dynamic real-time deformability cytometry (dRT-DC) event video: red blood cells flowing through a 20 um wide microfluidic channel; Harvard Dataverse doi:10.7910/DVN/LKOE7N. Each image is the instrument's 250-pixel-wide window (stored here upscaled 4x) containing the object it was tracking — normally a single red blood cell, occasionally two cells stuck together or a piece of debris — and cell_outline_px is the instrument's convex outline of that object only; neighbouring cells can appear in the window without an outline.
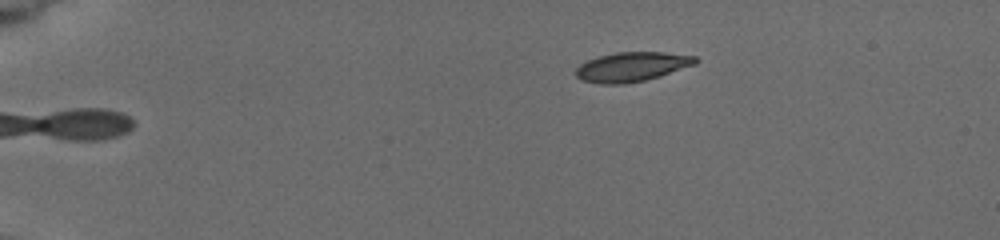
{"species": "common noctule bat (a hibernating species)", "species_latin": "Nyctalus noctula", "temperature_condition": "cold", "stored_images_in_passage": 8, "camera_frame_rate_fps": 3000, "um_per_image_px": 0.085, "animal": {"sex": "female", "body_mass_g": 19.5, "forearm_length_mm": 54.1}, "frame": {"image": 1, "passage_image": 8, "time_ms": 7.0, "image_size_px": [1000, 240], "cell_outline_px": [[700, 60], [696, 64], [660, 76], [644, 80], [624, 84], [600, 84], [580, 80], [576, 76], [576, 68], [580, 64], [596, 56], [616, 52], [664, 52], [696, 56]], "centroid_in_image_um": [53.7, 5.67], "position_along_channel_um": 31.3, "area_um2": 20.69}}